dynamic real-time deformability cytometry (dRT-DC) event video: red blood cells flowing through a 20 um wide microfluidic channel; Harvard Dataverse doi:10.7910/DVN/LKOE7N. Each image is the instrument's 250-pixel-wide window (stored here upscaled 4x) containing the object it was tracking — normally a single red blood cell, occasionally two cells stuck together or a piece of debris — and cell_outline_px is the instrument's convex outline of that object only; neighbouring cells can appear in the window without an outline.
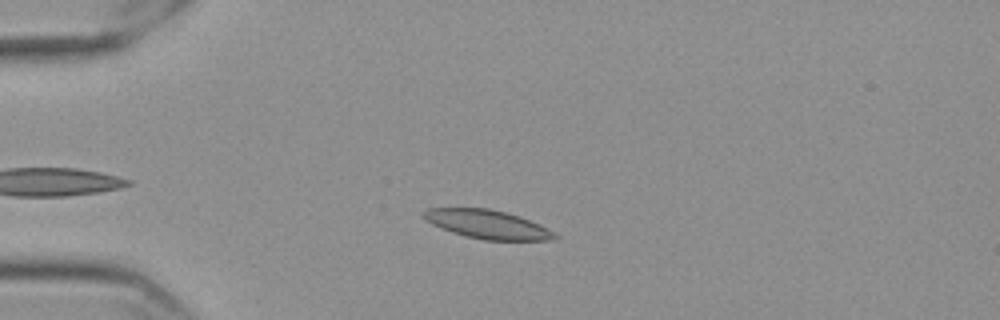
{"species": "Egyptian fruit bat (a non-hibernating species)", "species_latin": "Rousettus aegyptiacus", "temperature_condition": "cold", "stored_images_in_passage": 40, "camera_frame_rate_fps": 3000, "um_per_image_px": 0.085, "frame": {"image": 1, "passage_image": 9, "time_ms": 2.667, "image_size_px": [1000, 320], "cell_outline_px": [[560, 236], [548, 240], [484, 240], [464, 236], [440, 228], [424, 220], [420, 216], [420, 212], [428, 208], [488, 208], [504, 212], [540, 224]], "centroid_in_image_um": [41.34, 19.07], "position_along_channel_um": 43.7, "area_um2": 21.91}}
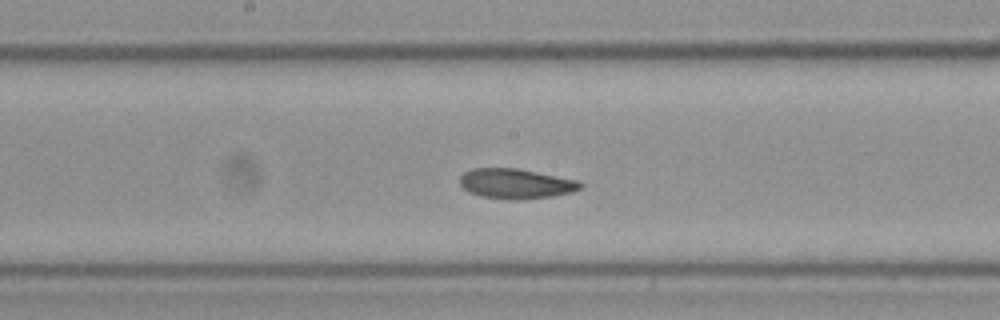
{"frame": {"image": 2, "passage_image": 25, "time_ms": 8.0, "image_size_px": [1000, 320], "cell_outline_px": [[584, 184], [580, 188], [572, 192], [552, 196], [520, 200], [508, 200], [480, 196], [468, 192], [460, 184], [460, 176], [464, 172], [472, 168], [516, 168], [580, 180]], "centroid_in_image_um": [43.85, 15.61], "position_along_channel_um": 204.4, "area_um2": 21.27}}
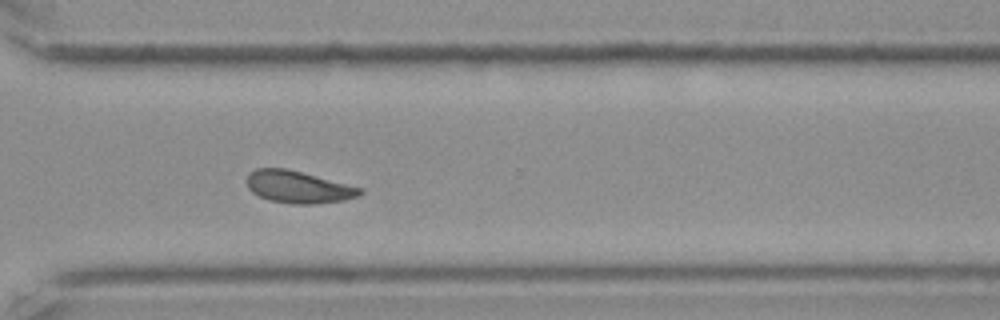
{"frame": {"image": 3, "passage_image": 37, "time_ms": 12.0, "image_size_px": [1000, 320], "cell_outline_px": [[364, 192], [356, 196], [344, 200], [316, 204], [296, 204], [268, 200], [252, 192], [248, 188], [248, 172], [256, 168], [284, 168], [364, 188]], "centroid_in_image_um": [25.35, 15.9], "position_along_channel_um": 345.2, "area_um2": 21.04}, "authors_computed_cell_mechanics": {"area_um2": 21.3282, "velocity_mm_per_s": 3.5254, "shape_relaxation_time_tau1_ms": null, "shape_relaxation_time_tau2_ms": 4.6057, "deformation_change_tau1": null, "deformation_change_tau2": 0.0788}}